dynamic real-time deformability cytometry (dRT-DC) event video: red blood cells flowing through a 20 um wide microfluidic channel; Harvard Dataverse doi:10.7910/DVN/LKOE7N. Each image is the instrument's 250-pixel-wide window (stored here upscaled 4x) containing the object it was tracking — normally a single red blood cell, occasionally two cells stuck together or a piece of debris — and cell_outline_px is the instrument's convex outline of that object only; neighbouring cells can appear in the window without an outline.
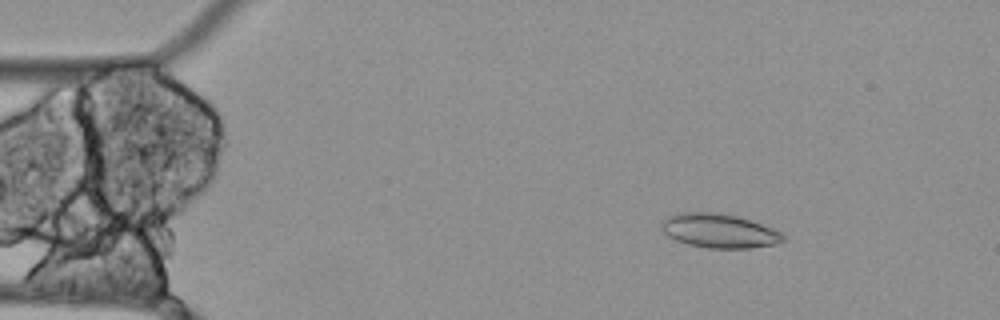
{"species": "Egyptian fruit bat (a non-hibernating species)", "species_latin": "Rousettus aegyptiacus", "temperature_condition": "cold", "stored_images_in_passage": 56, "camera_frame_rate_fps": 3000, "um_per_image_px": 0.085, "animal": {"sex": "female"}, "frame": {"image": 1, "passage_image": 8, "time_ms": 2.333, "image_size_px": [1000, 320], "cell_outline_px": [[784, 240], [776, 244], [752, 248], [708, 248], [688, 244], [676, 240], [668, 236], [660, 228], [660, 224], [668, 216], [676, 212], [720, 212], [736, 216], [772, 228], [780, 232], [784, 236]], "centroid_in_image_um": [61.09, 19.61], "position_along_channel_um": 23.9, "area_um2": 24.16}}
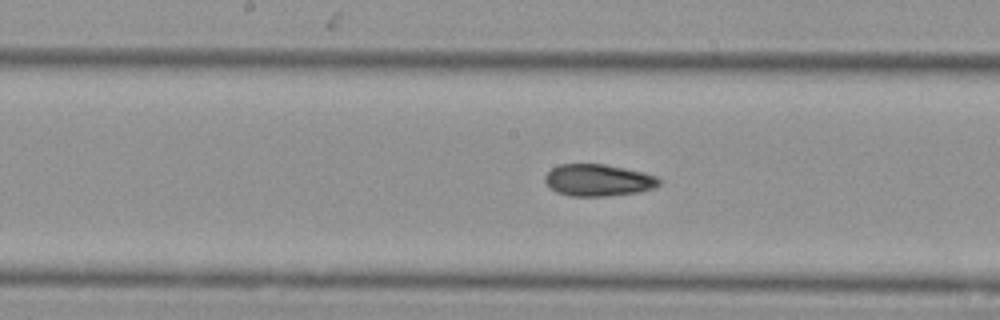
{"frame": {"image": 2, "passage_image": 28, "time_ms": 9.0, "image_size_px": [1000, 320], "cell_outline_px": [[660, 184], [656, 188], [640, 192], [604, 196], [568, 196], [556, 192], [544, 180], [544, 176], [552, 168], [560, 164], [604, 164], [644, 172], [656, 176], [660, 180]], "centroid_in_image_um": [50.87, 15.32], "position_along_channel_um": 197.3, "area_um2": 21.27}}
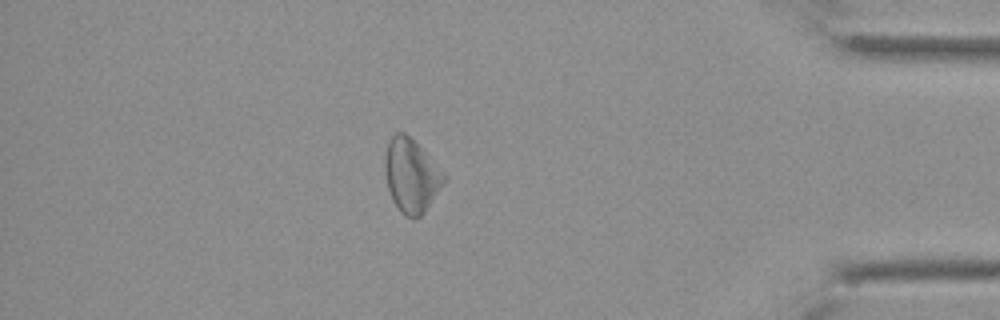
{"frame": {"image": 3, "passage_image": 49, "time_ms": 16.0, "image_size_px": [1000, 320], "cell_outline_px": [[444, 184], [424, 212], [420, 216], [404, 216], [400, 212], [392, 200], [388, 188], [384, 172], [384, 160], [388, 144], [392, 136], [396, 132], [404, 132], [420, 148], [444, 176]], "centroid_in_image_um": [34.9, 14.95], "position_along_channel_um": 400.3, "area_um2": 24.45}}